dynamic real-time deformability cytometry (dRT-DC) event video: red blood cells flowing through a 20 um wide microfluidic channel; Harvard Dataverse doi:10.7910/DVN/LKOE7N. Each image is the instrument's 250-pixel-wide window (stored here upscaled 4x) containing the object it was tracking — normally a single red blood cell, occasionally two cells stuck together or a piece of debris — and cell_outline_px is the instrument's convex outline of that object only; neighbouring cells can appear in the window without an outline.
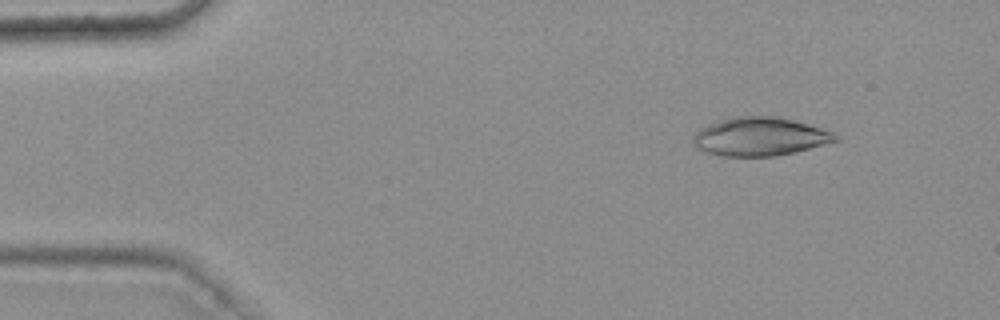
{"species": "common noctule bat (a hibernating species)", "species_latin": "Nyctalus noctula", "temperature_condition": "warm", "stored_images_in_passage": 47, "camera_frame_rate_fps": 3000, "um_per_image_px": 0.085, "animal": {"sex": "female", "body_mass_g": 25.1}, "frame": {"image": 1, "passage_image": 6, "time_ms": 1.667, "image_size_px": [1000, 320], "cell_outline_px": [[840, 140], [796, 152], [776, 156], [720, 156], [696, 148], [692, 140], [692, 136], [700, 128], [708, 124], [732, 116], [776, 116], [808, 124], [832, 132]], "centroid_in_image_um": [64.56, 11.61], "position_along_channel_um": 20.4, "area_um2": 31.91}}
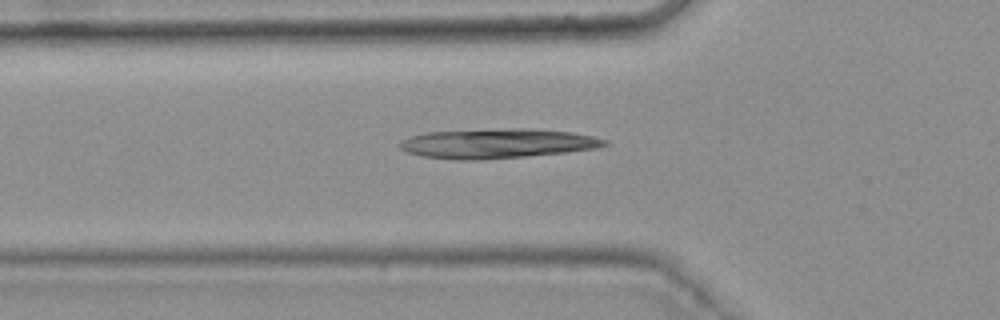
{"frame": {"image": 2, "passage_image": 18, "time_ms": 5.667, "image_size_px": [1000, 320], "cell_outline_px": [[608, 144], [596, 148], [568, 152], [480, 160], [460, 160], [424, 156], [408, 152], [400, 148], [396, 144], [400, 140], [408, 136], [428, 132], [504, 128], [532, 128], [572, 132], [592, 136], [608, 140]], "centroid_in_image_um": [42.25, 12.18], "position_along_channel_um": 83.6, "area_um2": 35.49}}
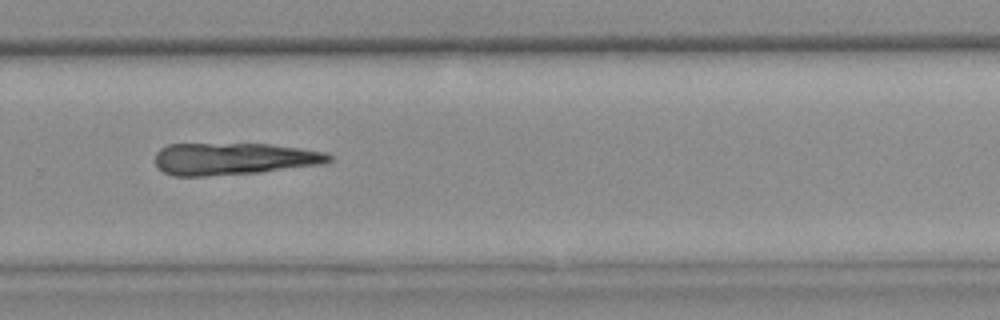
{"frame": {"image": 3, "passage_image": 36, "time_ms": 11.667, "image_size_px": [1000, 320], "cell_outline_px": [[332, 160], [324, 164], [260, 172], [204, 176], [172, 176], [164, 172], [156, 164], [156, 152], [160, 148], [168, 144], [268, 144], [300, 148], [328, 152], [332, 156]], "centroid_in_image_um": [19.89, 13.5], "position_along_channel_um": 309.9, "area_um2": 32.54}}